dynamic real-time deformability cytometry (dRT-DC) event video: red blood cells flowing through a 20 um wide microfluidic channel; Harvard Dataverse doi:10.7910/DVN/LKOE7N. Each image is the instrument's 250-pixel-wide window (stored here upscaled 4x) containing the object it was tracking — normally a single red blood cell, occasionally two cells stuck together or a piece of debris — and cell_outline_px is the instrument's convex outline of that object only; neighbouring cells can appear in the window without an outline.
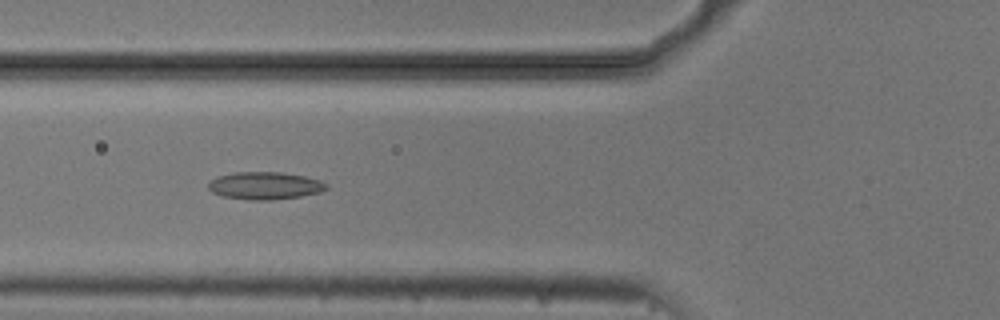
{"species": "common noctule bat (a hibernating species)", "species_latin": "Nyctalus noctula", "temperature_condition": "cold", "stored_images_in_passage": 19, "camera_frame_rate_fps": 3000, "um_per_image_px": 0.085, "animal": {"sex": "male", "body_mass_g": 20.5, "forearm_length_mm": 52.5}, "frame": {"image": 1, "passage_image": 19, "time_ms": 6.0, "image_size_px": [1000, 320], "cell_outline_px": [[328, 188], [320, 192], [300, 196], [272, 200], [248, 200], [220, 196], [212, 192], [208, 188], [208, 184], [216, 176], [232, 172], [280, 172], [304, 176], [320, 180], [328, 184]], "centroid_in_image_um": [22.49, 15.78], "position_along_channel_um": 103.3, "area_um2": 19.07}}